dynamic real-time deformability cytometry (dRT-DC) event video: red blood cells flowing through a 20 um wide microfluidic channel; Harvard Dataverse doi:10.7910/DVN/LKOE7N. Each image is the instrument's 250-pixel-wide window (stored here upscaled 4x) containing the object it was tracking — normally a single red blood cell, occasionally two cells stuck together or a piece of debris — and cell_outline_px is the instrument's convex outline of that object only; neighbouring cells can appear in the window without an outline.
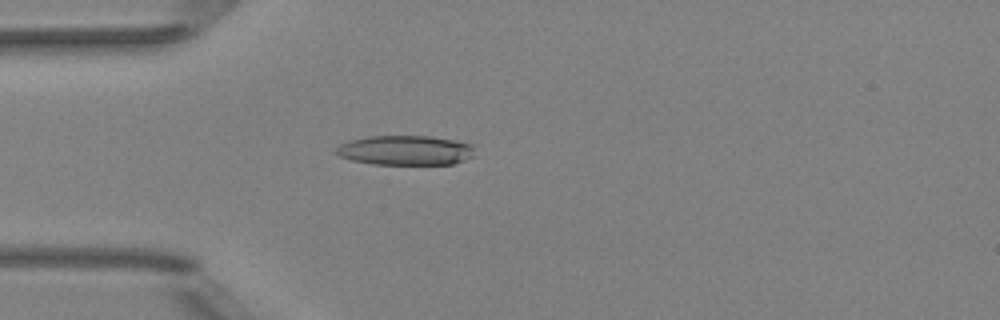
{"species": "Egyptian fruit bat (a non-hibernating species)", "species_latin": "Rousettus aegyptiacus", "temperature_condition": "room temperature", "stored_images_in_passage": 51, "camera_frame_rate_fps": 3000, "um_per_image_px": 0.085, "animal": {"sex": "female"}, "frame": {"image": 1, "passage_image": 14, "time_ms": 4.333, "image_size_px": [1000, 320], "cell_outline_px": [[472, 156], [464, 160], [452, 164], [372, 164], [352, 160], [340, 156], [332, 152], [340, 144], [352, 140], [368, 136], [428, 136], [452, 140], [472, 144]], "centroid_in_image_um": [34.4, 12.78], "position_along_channel_um": 50.6, "area_um2": 23.76}}
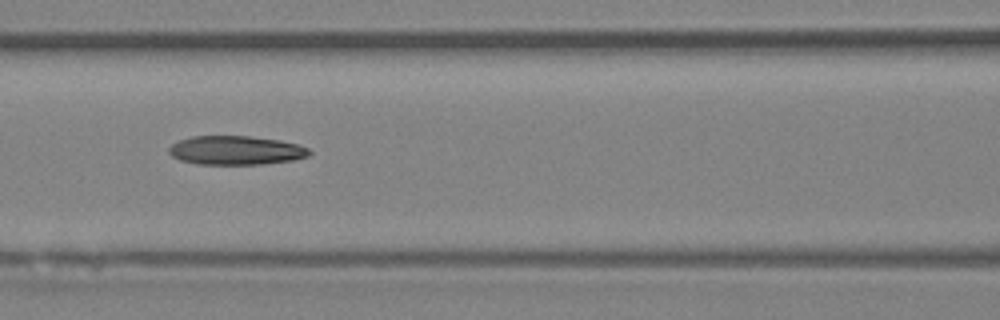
{"frame": {"image": 2, "passage_image": 22, "time_ms": 7.0, "image_size_px": [1000, 320], "cell_outline_px": [[312, 152], [308, 156], [292, 160], [260, 164], [196, 164], [180, 160], [172, 156], [168, 152], [168, 148], [172, 144], [180, 140], [192, 136], [248, 136], [280, 140], [296, 144], [308, 148]], "centroid_in_image_um": [20.03, 12.78], "position_along_channel_um": 146.6, "area_um2": 23.58}}
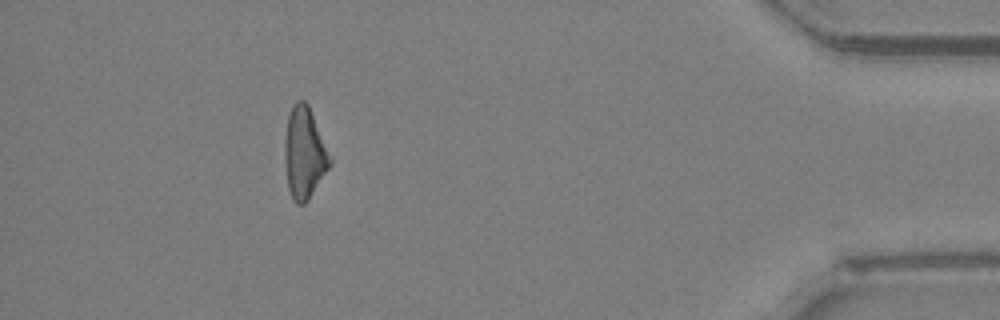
{"frame": {"image": 3, "passage_image": 46, "time_ms": 15.0, "image_size_px": [1000, 320], "cell_outline_px": [[332, 164], [308, 200], [304, 204], [296, 204], [292, 200], [288, 188], [284, 156], [284, 148], [288, 116], [292, 104], [296, 100], [304, 100], [308, 104], [332, 160]], "centroid_in_image_um": [25.86, 13.03], "position_along_channel_um": 409.3, "area_um2": 24.04}}